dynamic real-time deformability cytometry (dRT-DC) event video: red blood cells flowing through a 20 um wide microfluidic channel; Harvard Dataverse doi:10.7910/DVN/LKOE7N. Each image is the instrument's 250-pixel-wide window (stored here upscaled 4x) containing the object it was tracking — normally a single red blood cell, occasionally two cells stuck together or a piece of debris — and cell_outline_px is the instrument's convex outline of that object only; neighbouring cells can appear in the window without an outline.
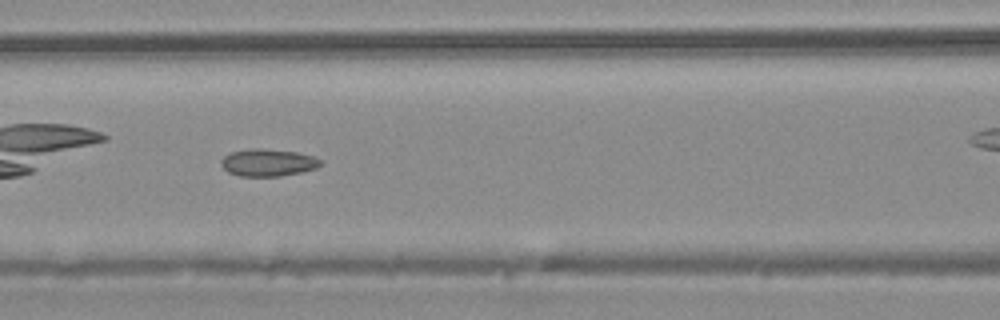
{"species": "common noctule bat (a hibernating species)", "species_latin": "Nyctalus noctula", "temperature_condition": "warm", "stored_images_in_passage": 36, "camera_frame_rate_fps": 3000, "um_per_image_px": 0.085, "animal": {"sex": "male", "body_mass_g": 20.4}, "frame": {"image": 1, "passage_image": 11, "time_ms": 3.333, "image_size_px": [1000, 320], "cell_outline_px": [[320, 164], [316, 168], [300, 172], [280, 176], [240, 176], [228, 172], [220, 164], [220, 160], [224, 156], [232, 152], [252, 148], [264, 148], [296, 152], [312, 156], [320, 160]], "centroid_in_image_um": [22.73, 13.81], "position_along_channel_um": 143.9, "area_um2": 15.66}}